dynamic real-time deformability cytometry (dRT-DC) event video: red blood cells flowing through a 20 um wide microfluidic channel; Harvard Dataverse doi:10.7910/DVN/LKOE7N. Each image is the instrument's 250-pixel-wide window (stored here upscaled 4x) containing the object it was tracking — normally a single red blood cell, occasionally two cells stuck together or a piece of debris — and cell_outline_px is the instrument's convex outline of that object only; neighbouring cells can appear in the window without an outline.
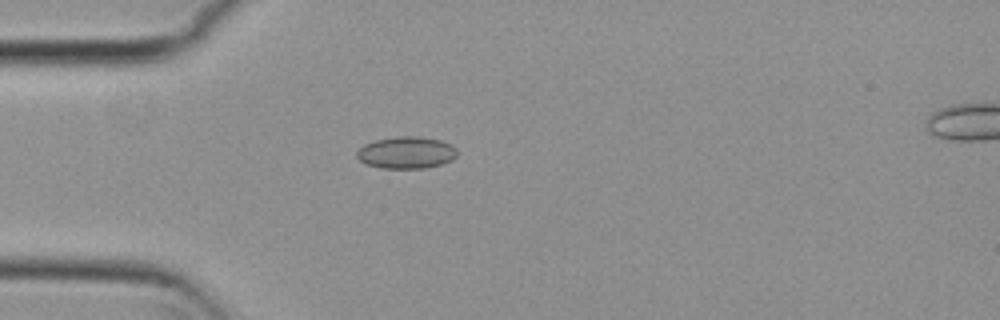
{"species": "common noctule bat (a hibernating species)", "species_latin": "Nyctalus noctula", "temperature_condition": "cold", "stored_images_in_passage": 5, "camera_frame_rate_fps": 3000, "um_per_image_px": 0.085, "animal": {"sex": "female", "body_mass_g": 29.2, "forearm_length_mm": 56.3}, "frame": {"image": 1, "passage_image": 4, "time_ms": 1.0, "image_size_px": [1000, 320], "cell_outline_px": [[456, 156], [452, 160], [440, 164], [424, 168], [380, 168], [368, 164], [360, 160], [356, 156], [356, 152], [364, 144], [376, 140], [396, 136], [420, 136], [440, 140], [456, 148]], "centroid_in_image_um": [34.52, 12.96], "position_along_channel_um": 50.5, "area_um2": 18.55}}